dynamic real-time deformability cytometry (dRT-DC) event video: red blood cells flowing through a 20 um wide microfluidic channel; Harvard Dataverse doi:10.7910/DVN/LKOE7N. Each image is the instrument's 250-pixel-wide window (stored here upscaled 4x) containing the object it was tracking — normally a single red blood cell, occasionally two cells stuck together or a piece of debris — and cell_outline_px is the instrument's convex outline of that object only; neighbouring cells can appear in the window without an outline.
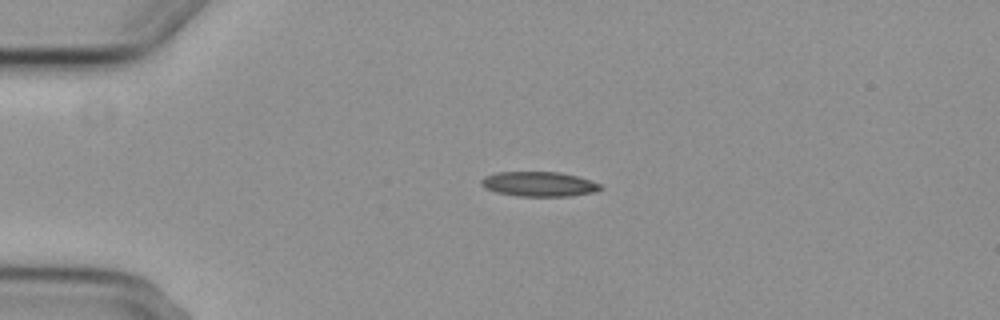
{"species": "common noctule bat (a hibernating species)", "species_latin": "Nyctalus noctula", "temperature_condition": "cold", "stored_images_in_passage": 3, "camera_frame_rate_fps": 3000, "um_per_image_px": 0.085, "animal": {"sex": "female", "body_mass_g": 29.2, "forearm_length_mm": 56.3}, "frame": {"image": 1, "passage_image": 1, "time_ms": 0.0, "image_size_px": [1000, 320], "cell_outline_px": [[604, 188], [592, 192], [572, 196], [516, 196], [496, 192], [480, 184], [480, 180], [484, 176], [496, 172], [560, 172], [576, 176], [600, 184]], "centroid_in_image_um": [45.79, 15.64], "position_along_channel_um": 39.2, "area_um2": 17.11}}
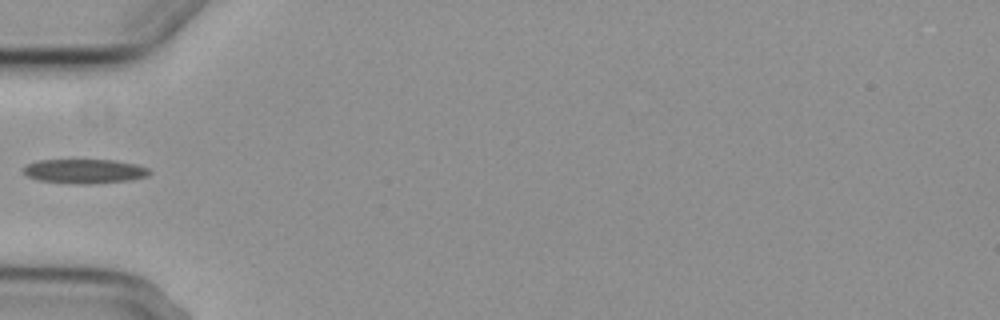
{"frame": {"image": 2, "passage_image": 2, "time_ms": 2.0, "image_size_px": [1000, 320], "cell_outline_px": [[152, 172], [148, 176], [132, 180], [92, 184], [76, 184], [36, 180], [28, 176], [24, 172], [24, 168], [28, 164], [40, 160], [116, 160], [136, 164], [148, 168]], "centroid_in_image_um": [7.24, 14.56], "position_along_channel_um": 77.8, "area_um2": 17.98}}
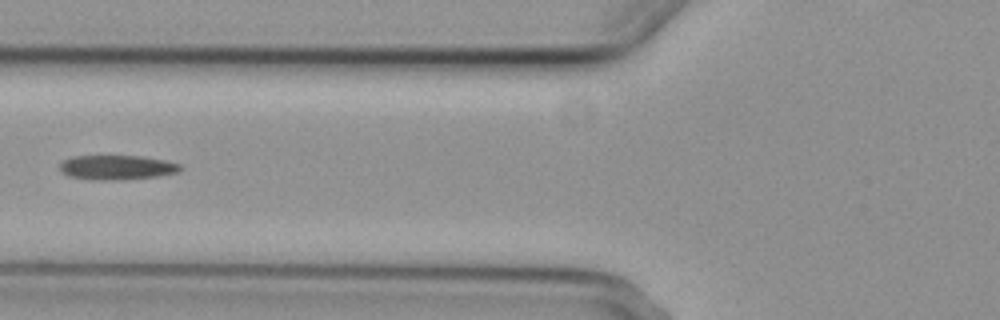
{"frame": {"image": 3, "passage_image": 3, "time_ms": 3.0, "image_size_px": [1000, 320], "cell_outline_px": [[184, 168], [180, 172], [160, 176], [124, 180], [92, 180], [68, 176], [60, 172], [60, 164], [64, 160], [72, 156], [140, 156], [164, 160], [180, 164]], "centroid_in_image_um": [9.96, 14.24], "position_along_channel_um": 115.8, "area_um2": 17.51}}